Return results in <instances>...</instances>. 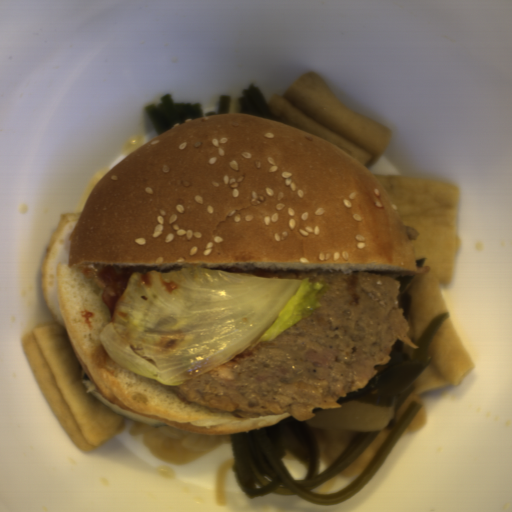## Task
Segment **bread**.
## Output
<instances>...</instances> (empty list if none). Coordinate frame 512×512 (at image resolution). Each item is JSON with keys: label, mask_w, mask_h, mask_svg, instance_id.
<instances>
[{"label": "bread", "mask_w": 512, "mask_h": 512, "mask_svg": "<svg viewBox=\"0 0 512 512\" xmlns=\"http://www.w3.org/2000/svg\"><path fill=\"white\" fill-rule=\"evenodd\" d=\"M86 263L168 271L183 264L273 272L417 273L407 229L384 185L308 131L251 113L186 119L101 178L56 265L63 325L100 395L193 434L233 435L291 414L241 418L184 401L107 355L110 321Z\"/></svg>", "instance_id": "1"}]
</instances>
